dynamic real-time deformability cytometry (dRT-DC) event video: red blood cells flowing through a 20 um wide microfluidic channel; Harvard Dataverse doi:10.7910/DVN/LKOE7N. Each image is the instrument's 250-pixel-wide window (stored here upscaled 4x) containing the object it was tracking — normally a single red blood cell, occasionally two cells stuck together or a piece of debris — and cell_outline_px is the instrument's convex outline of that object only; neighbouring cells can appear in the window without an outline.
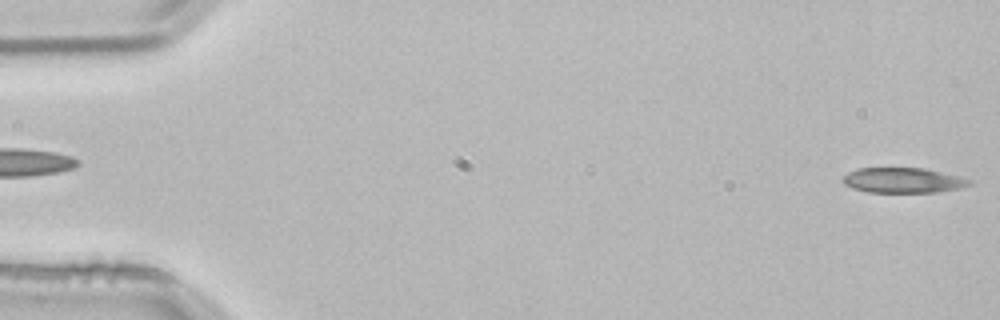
{"species": "common noctule bat (a hibernating species)", "species_latin": "Nyctalus noctula", "temperature_condition": "room temperature", "stored_images_in_passage": 4, "segment_of_instrument_passage": [2, 2], "camera_frame_rate_fps": 3000, "um_per_image_px": 0.085, "animal": {"sex": "male", "body_mass_g": 21.5, "forearm_length_mm": 52.0}, "frame": {"image": 1, "passage_image": 4, "time_ms": 1.0, "image_size_px": [1000, 320], "cell_outline_px": [[972, 184], [960, 188], [936, 192], [868, 192], [852, 188], [844, 184], [844, 176], [848, 172], [856, 168], [924, 168], [972, 180]], "centroid_in_image_um": [76.74, 15.33], "position_along_channel_um": 8.3, "area_um2": 18.38}}